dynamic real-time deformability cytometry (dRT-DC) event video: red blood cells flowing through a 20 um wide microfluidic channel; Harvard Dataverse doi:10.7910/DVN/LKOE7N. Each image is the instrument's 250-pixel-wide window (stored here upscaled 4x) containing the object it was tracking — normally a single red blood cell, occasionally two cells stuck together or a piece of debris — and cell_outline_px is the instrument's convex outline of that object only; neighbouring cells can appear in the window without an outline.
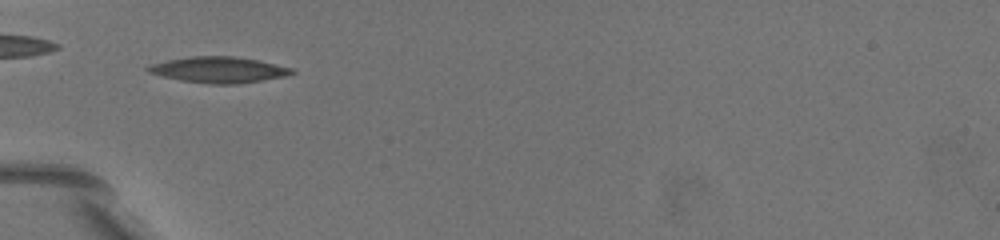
{"species": "common noctule bat (a hibernating species)", "species_latin": "Nyctalus noctula", "temperature_condition": "warm", "stored_images_in_passage": 4, "camera_frame_rate_fps": 3000, "um_per_image_px": 0.085, "animal": {"sex": "female", "body_mass_g": 19.5, "forearm_length_mm": 54.1}, "frame": {"image": 1, "passage_image": 1, "time_ms": 0.0, "image_size_px": [1000, 240], "cell_outline_px": [[296, 72], [288, 76], [264, 80], [236, 84], [208, 84], [180, 80], [148, 72], [144, 68], [152, 64], [168, 60], [188, 56], [232, 56], [256, 60], [292, 68]], "centroid_in_image_um": [18.6, 5.94], "position_along_channel_um": 66.4, "area_um2": 21.68}}